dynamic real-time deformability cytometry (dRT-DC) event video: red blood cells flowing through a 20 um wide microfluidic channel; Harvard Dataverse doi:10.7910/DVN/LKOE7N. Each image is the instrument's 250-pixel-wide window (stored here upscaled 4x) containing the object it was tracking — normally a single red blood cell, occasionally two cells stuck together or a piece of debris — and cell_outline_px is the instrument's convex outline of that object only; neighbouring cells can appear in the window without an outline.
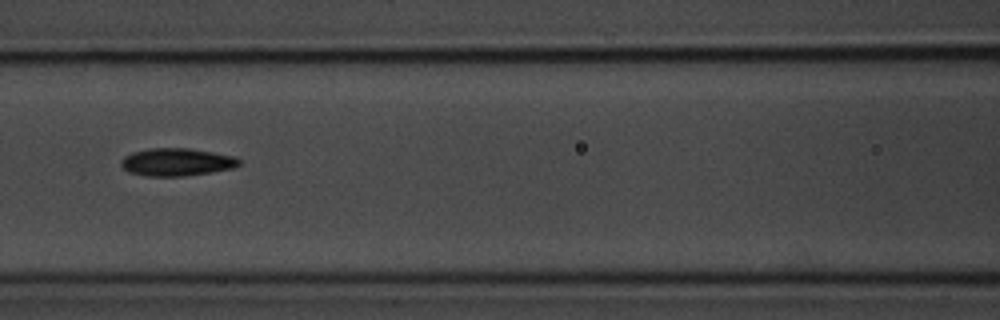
{"species": "common noctule bat (a hibernating species)", "species_latin": "Nyctalus noctula", "temperature_condition": "room temperature", "stored_images_in_passage": 7, "camera_frame_rate_fps": 3000, "um_per_image_px": 0.085, "animal": {"sex": "male", "body_mass_g": 20.1, "forearm_length_mm": 53.5}, "frame": {"image": 1, "passage_image": 5, "time_ms": 5.333, "image_size_px": [1000, 320], "cell_outline_px": [[240, 164], [232, 168], [184, 176], [148, 176], [132, 172], [124, 168], [120, 164], [124, 156], [132, 152], [148, 148], [188, 148], [236, 156], [240, 160]], "centroid_in_image_um": [15.02, 13.76], "position_along_channel_um": 151.6, "area_um2": 18.84}}
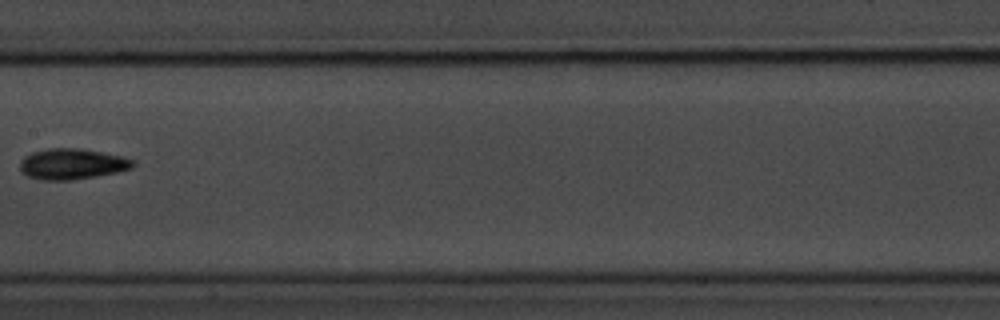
{"frame": {"image": 2, "passage_image": 6, "time_ms": 6.667, "image_size_px": [1000, 320], "cell_outline_px": [[136, 164], [132, 168], [116, 172], [96, 176], [68, 180], [44, 180], [28, 176], [20, 172], [20, 160], [24, 156], [32, 152], [48, 148], [84, 148], [124, 156], [136, 160]], "centroid_in_image_um": [6.15, 13.92], "position_along_channel_um": 201.3, "area_um2": 20.52}}